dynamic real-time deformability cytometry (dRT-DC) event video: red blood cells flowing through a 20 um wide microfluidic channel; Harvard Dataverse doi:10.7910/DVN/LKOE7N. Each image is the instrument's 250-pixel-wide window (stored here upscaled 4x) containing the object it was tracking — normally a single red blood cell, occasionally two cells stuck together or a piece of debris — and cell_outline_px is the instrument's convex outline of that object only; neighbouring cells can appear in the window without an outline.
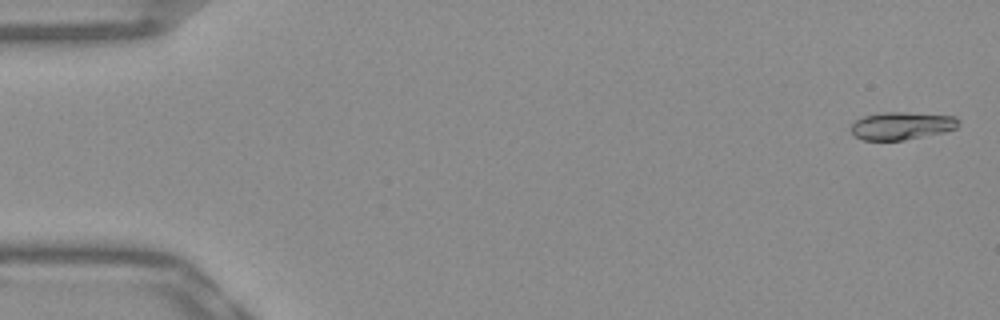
{"species": "Egyptian fruit bat (a non-hibernating species)", "species_latin": "Rousettus aegyptiacus", "temperature_condition": "warm", "stored_images_in_passage": 52, "camera_frame_rate_fps": 3000, "um_per_image_px": 0.085, "frame": {"image": 1, "passage_image": 2, "time_ms": 0.333, "image_size_px": [1000, 320], "cell_outline_px": [[960, 124], [956, 128], [944, 132], [904, 140], [864, 140], [856, 136], [852, 132], [852, 124], [856, 120], [864, 116], [880, 112], [904, 112], [956, 116], [960, 120]], "centroid_in_image_um": [76.68, 10.68], "position_along_channel_um": 8.3, "area_um2": 17.34}}
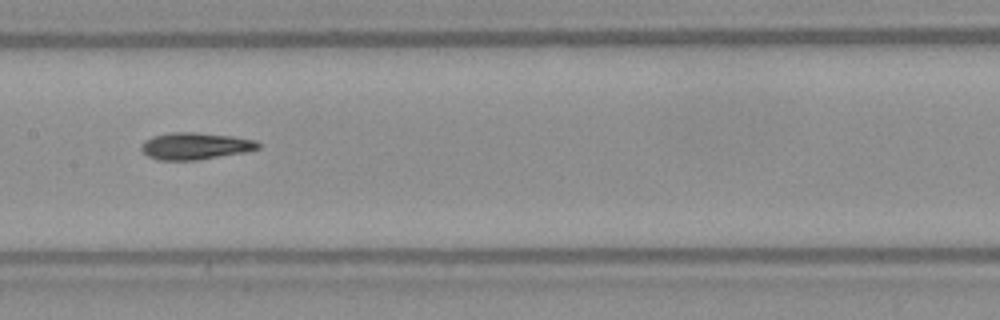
{"frame": {"image": 2, "passage_image": 27, "time_ms": 8.667, "image_size_px": [1000, 320], "cell_outline_px": [[260, 148], [244, 152], [196, 160], [156, 160], [148, 156], [140, 148], [144, 140], [152, 136], [172, 132], [196, 132], [232, 136], [256, 140], [260, 144]], "centroid_in_image_um": [16.57, 12.4], "position_along_channel_um": 190.8, "area_um2": 18.32}}
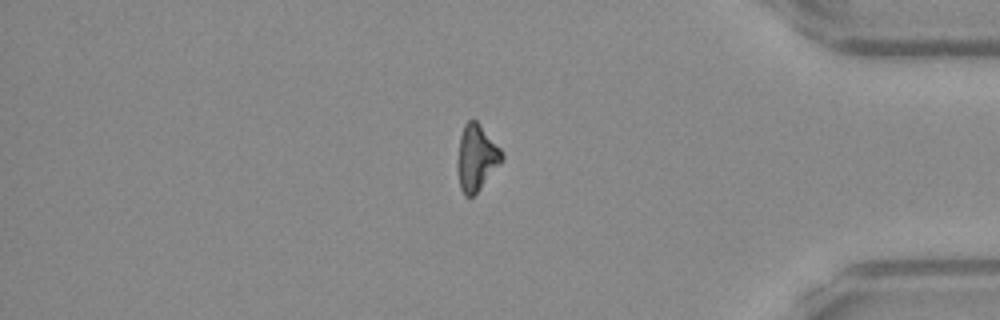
{"frame": {"image": 3, "passage_image": 45, "time_ms": 14.667, "image_size_px": [1000, 320], "cell_outline_px": [[504, 156], [500, 164], [480, 188], [472, 196], [464, 196], [460, 188], [460, 136], [464, 124], [468, 120], [476, 120], [504, 152]], "centroid_in_image_um": [40.55, 13.38], "position_along_channel_um": 394.6, "area_um2": 16.3}, "authors_computed_cell_mechanics": {"area_um2": 17.5134, "velocity_mm_per_s": 3.8753, "shape_relaxation_time_tau1_ms": 6.6955, "shape_relaxation_time_tau2_ms": 8.175, "deformation_change_tau1": 0.2119, "deformation_change_tau2": 0.1659}}